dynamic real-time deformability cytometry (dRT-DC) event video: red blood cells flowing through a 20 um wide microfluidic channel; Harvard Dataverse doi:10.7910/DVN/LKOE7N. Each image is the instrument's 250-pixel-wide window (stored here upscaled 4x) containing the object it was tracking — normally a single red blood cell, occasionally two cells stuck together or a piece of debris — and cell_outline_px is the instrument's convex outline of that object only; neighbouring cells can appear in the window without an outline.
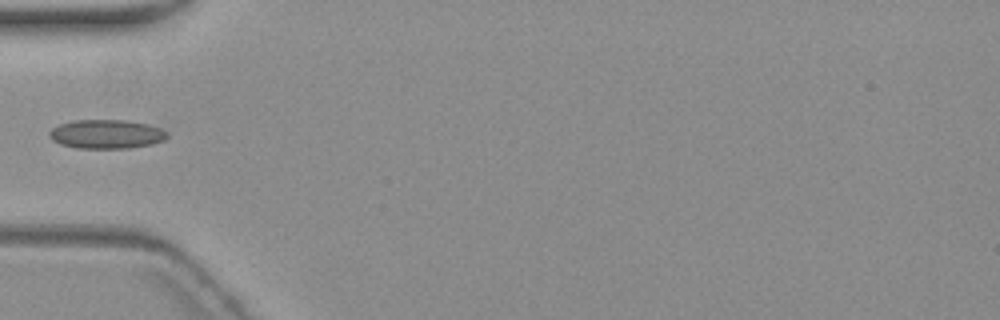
{"species": "common noctule bat (a hibernating species)", "species_latin": "Nyctalus noctula", "temperature_condition": "warm", "stored_images_in_passage": 6, "camera_frame_rate_fps": 3000, "um_per_image_px": 0.085, "animal": {"sex": "female", "body_mass_g": 19.3, "forearm_length_mm": 54.1}, "frame": {"image": 1, "passage_image": 5, "time_ms": 5.667, "image_size_px": [1000, 320], "cell_outline_px": [[168, 136], [164, 140], [152, 144], [128, 148], [76, 148], [60, 144], [52, 140], [48, 136], [48, 132], [52, 128], [60, 124], [76, 120], [124, 120], [148, 124], [160, 128], [168, 132]], "centroid_in_image_um": [9.04, 11.4], "position_along_channel_um": 76.0, "area_um2": 19.94}}